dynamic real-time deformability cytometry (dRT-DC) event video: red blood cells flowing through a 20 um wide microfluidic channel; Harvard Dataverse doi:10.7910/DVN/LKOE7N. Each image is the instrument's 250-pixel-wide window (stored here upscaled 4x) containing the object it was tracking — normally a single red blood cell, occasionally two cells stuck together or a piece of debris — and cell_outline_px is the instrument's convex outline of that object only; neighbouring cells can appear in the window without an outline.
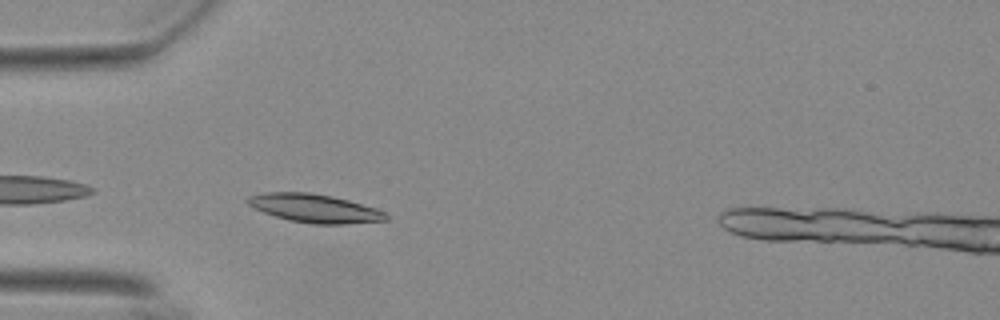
{"species": "Egyptian fruit bat (a non-hibernating species)", "species_latin": "Rousettus aegyptiacus", "temperature_condition": "warm", "stored_images_in_passage": 23, "camera_frame_rate_fps": 3000, "um_per_image_px": 0.085, "animal": {"sex": "female"}, "frame": {"image": 1, "passage_image": 2, "time_ms": 0.333, "image_size_px": [1000, 320], "cell_outline_px": [[388, 220], [344, 224], [312, 224], [288, 220], [264, 212], [248, 204], [244, 200], [248, 196], [268, 192], [308, 192], [332, 196], [348, 200], [376, 208], [384, 212], [388, 216]], "centroid_in_image_um": [26.74, 17.7], "position_along_channel_um": 58.3, "area_um2": 22.83}}
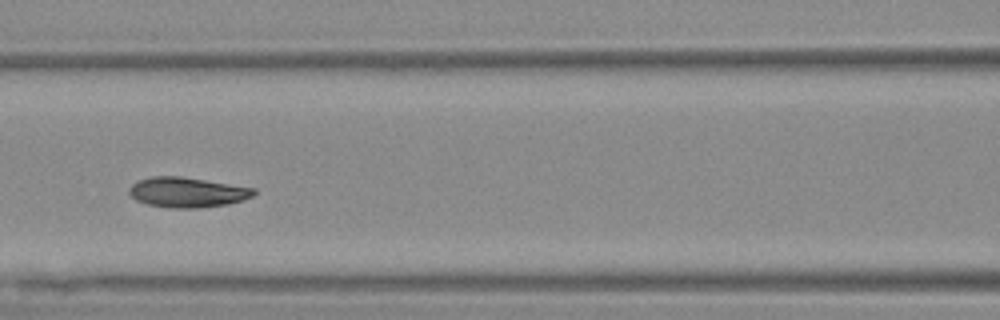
{"frame": {"image": 2, "passage_image": 10, "time_ms": 3.0, "image_size_px": [1000, 320], "cell_outline_px": [[256, 192], [252, 196], [244, 200], [228, 204], [200, 208], [168, 208], [148, 204], [136, 200], [128, 192], [128, 188], [132, 184], [140, 180], [152, 176], [180, 176], [256, 188]], "centroid_in_image_um": [15.92, 16.35], "position_along_channel_um": 150.7, "area_um2": 21.91}}
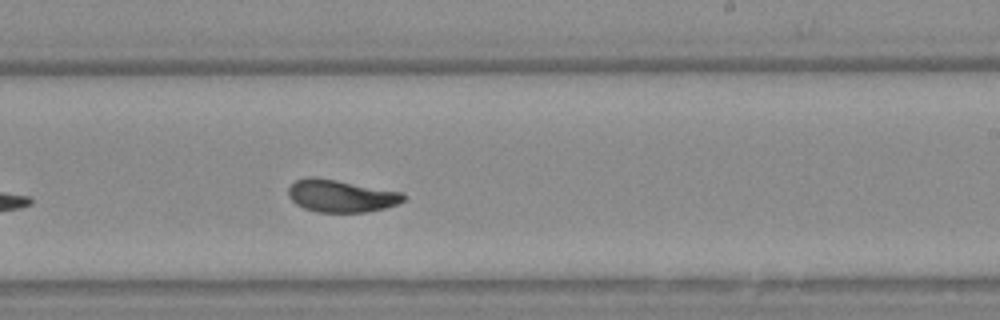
{"frame": {"image": 3, "passage_image": 19, "time_ms": 6.0, "image_size_px": [1000, 320], "cell_outline_px": [[404, 200], [400, 204], [368, 212], [316, 212], [304, 208], [296, 204], [288, 196], [288, 188], [296, 180], [312, 176], [336, 180], [404, 192]], "centroid_in_image_um": [29.0, 16.66], "position_along_channel_um": 260.0, "area_um2": 21.79}}